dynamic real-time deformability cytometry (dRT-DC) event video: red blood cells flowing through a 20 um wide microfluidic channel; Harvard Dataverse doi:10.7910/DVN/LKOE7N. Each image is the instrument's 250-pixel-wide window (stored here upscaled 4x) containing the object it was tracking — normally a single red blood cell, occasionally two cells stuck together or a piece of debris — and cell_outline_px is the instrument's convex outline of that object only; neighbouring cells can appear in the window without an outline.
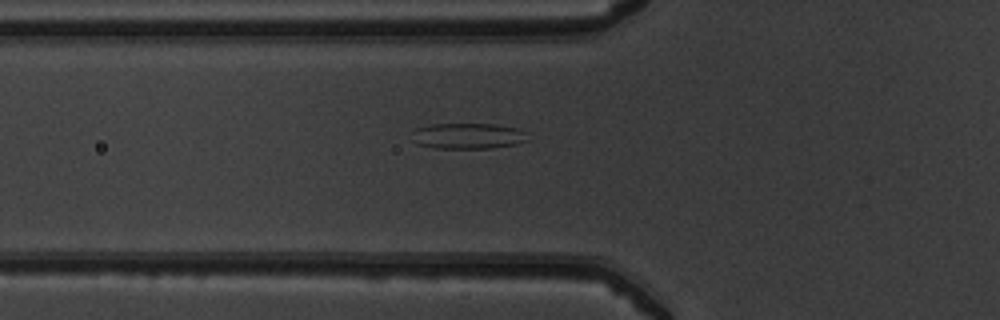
{"species": "common noctule bat (a hibernating species)", "species_latin": "Nyctalus noctula", "temperature_condition": "warm", "stored_images_in_passage": 34, "camera_frame_rate_fps": 3000, "um_per_image_px": 0.085, "animal": {"sex": "male", "body_mass_g": 19.5, "forearm_length_mm": 54.6}, "frame": {"image": 1, "passage_image": 2, "time_ms": 0.333, "image_size_px": [1000, 320], "cell_outline_px": [[528, 140], [516, 144], [492, 148], [436, 148], [416, 144], [412, 132], [416, 128], [432, 124], [496, 124], [516, 128], [524, 132]], "centroid_in_image_um": [39.76, 11.55], "position_along_channel_um": 86.0, "area_um2": 17.28}}
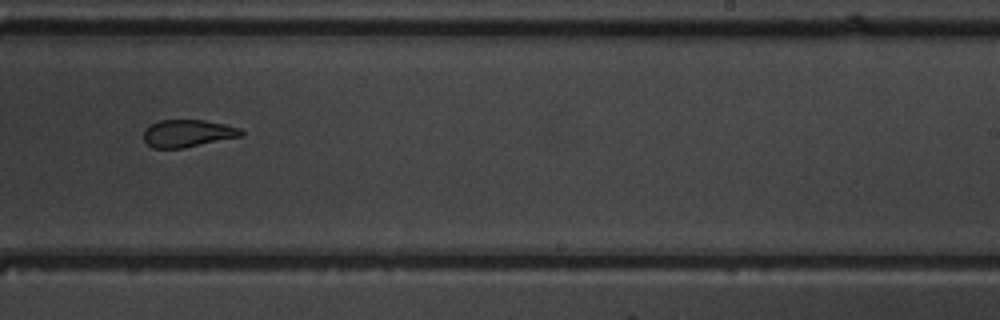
{"frame": {"image": 2, "passage_image": 16, "time_ms": 5.0, "image_size_px": [1000, 320], "cell_outline_px": [[244, 136], [184, 148], [152, 148], [144, 140], [144, 132], [152, 124], [160, 120], [204, 120], [224, 124], [240, 128], [244, 132]], "centroid_in_image_um": [16.01, 11.34], "position_along_channel_um": 273.0, "area_um2": 15.55}}
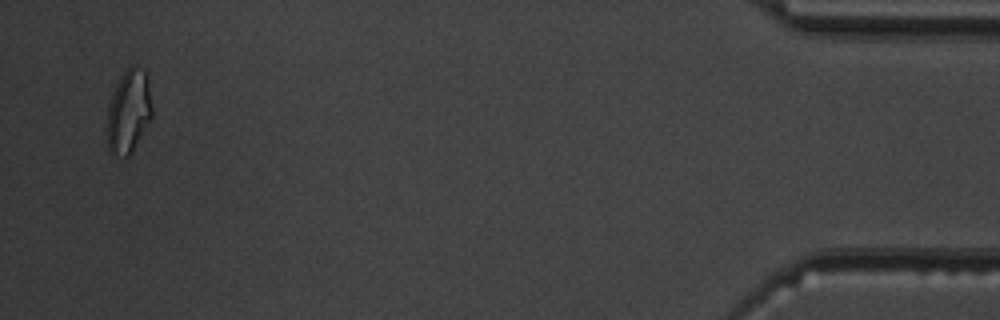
{"frame": {"image": 3, "passage_image": 33, "time_ms": 10.667, "image_size_px": [1000, 320], "cell_outline_px": [[152, 116], [132, 152], [128, 156], [112, 156], [108, 152], [108, 104], [112, 92], [120, 76], [132, 64], [136, 64], [144, 68], [148, 72], [152, 108]], "centroid_in_image_um": [10.95, 9.42], "position_along_channel_um": 424.2, "area_um2": 22.25}}